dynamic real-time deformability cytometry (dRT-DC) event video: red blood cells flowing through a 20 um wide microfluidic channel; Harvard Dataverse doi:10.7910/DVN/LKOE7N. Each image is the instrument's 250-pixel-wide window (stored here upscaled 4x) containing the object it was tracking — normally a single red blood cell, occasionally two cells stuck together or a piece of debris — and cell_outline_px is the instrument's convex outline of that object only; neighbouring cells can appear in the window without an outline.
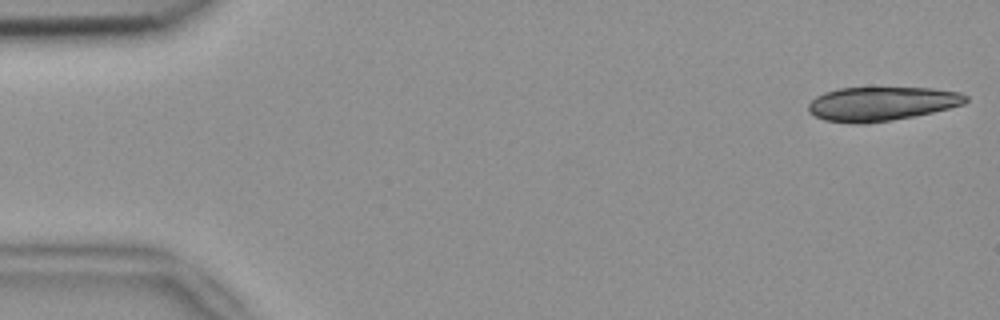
{"species": "common noctule bat (a hibernating species)", "species_latin": "Nyctalus noctula", "temperature_condition": "room temperature", "stored_images_in_passage": 19, "camera_frame_rate_fps": 3000, "um_per_image_px": 0.085, "animal": {"sex": "female", "body_mass_g": 18.4}, "frame": {"image": 1, "passage_image": 1, "time_ms": 0.0, "image_size_px": [1000, 320], "cell_outline_px": [[968, 100], [964, 104], [932, 112], [892, 120], [864, 124], [856, 124], [824, 120], [808, 112], [808, 104], [816, 96], [824, 92], [840, 88], [932, 88], [960, 92], [968, 96]], "centroid_in_image_um": [74.92, 8.82], "position_along_channel_um": 10.1, "area_um2": 31.15}}